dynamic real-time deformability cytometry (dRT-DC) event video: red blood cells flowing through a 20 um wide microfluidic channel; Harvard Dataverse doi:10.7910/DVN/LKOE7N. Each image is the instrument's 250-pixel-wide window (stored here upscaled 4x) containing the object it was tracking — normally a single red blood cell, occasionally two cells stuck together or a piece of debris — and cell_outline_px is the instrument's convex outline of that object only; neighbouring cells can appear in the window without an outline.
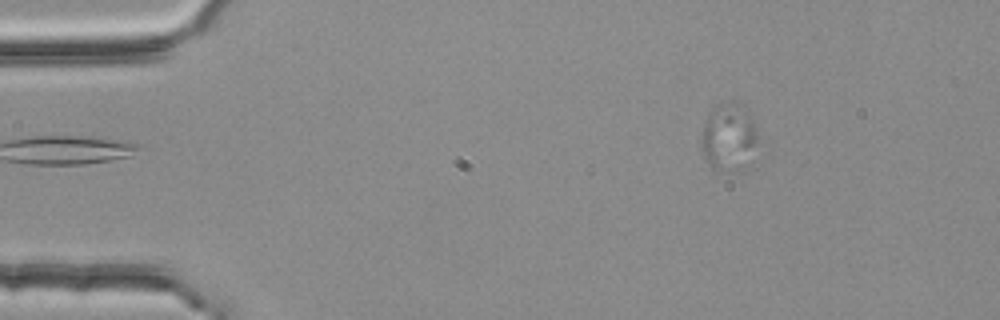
{"species": "common noctule bat (a hibernating species)", "species_latin": "Nyctalus noctula", "temperature_condition": "room temperature", "stored_images_in_passage": 2, "camera_frame_rate_fps": 3000, "um_per_image_px": 0.085, "animal": {"sex": "female", "body_mass_g": 25.1}, "frame": {"image": 1, "passage_image": 2, "time_ms": 0.333, "image_size_px": [1000, 320], "cell_outline_px": [[756, 140], [748, 164], [744, 172], [728, 172], [712, 168], [708, 164], [704, 156], [700, 144], [704, 124], [708, 112], [712, 108], [720, 104], [740, 104], [752, 120], [756, 136]], "centroid_in_image_um": [61.89, 11.74], "position_along_channel_um": 23.1, "area_um2": 21.91}}